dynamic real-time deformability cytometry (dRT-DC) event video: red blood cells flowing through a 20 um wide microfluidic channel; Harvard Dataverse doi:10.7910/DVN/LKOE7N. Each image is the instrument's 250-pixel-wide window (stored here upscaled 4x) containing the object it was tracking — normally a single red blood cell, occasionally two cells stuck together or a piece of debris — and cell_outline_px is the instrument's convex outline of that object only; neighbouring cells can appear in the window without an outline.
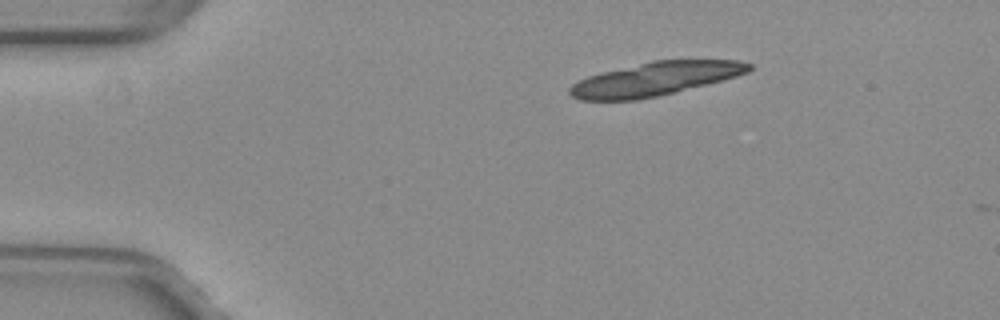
{"species": "common noctule bat (a hibernating species)", "species_latin": "Nyctalus noctula", "temperature_condition": "warm", "stored_images_in_passage": 4, "camera_frame_rate_fps": 3000, "um_per_image_px": 0.085, "animal": {"sex": "female", "body_mass_g": 29.2, "forearm_length_mm": 56.3}, "frame": {"image": 1, "passage_image": 2, "time_ms": 0.333, "image_size_px": [1000, 320], "cell_outline_px": [[752, 68], [748, 72], [736, 76], [656, 96], [636, 100], [580, 100], [572, 96], [568, 92], [568, 88], [572, 84], [588, 76], [600, 72], [652, 60], [740, 60], [752, 64]], "centroid_in_image_um": [55.64, 6.69], "position_along_channel_um": 29.4, "area_um2": 34.68}}